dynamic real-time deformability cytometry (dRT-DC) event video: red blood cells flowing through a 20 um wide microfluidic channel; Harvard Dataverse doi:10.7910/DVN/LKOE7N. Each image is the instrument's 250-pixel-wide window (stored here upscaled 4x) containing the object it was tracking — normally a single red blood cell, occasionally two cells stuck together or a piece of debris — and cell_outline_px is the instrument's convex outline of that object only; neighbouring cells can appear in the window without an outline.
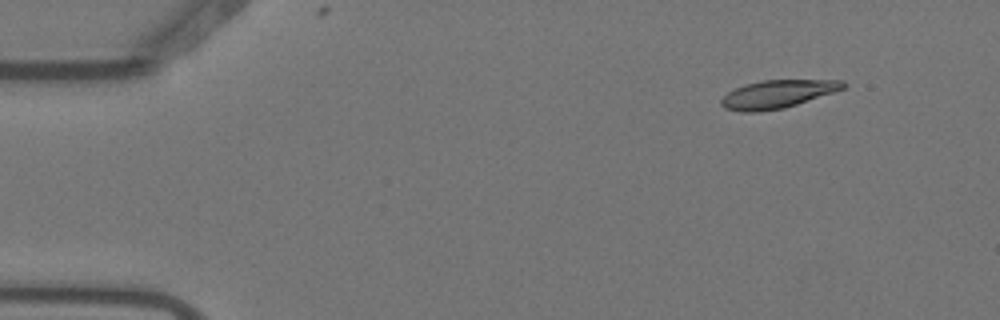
{"species": "Egyptian fruit bat (a non-hibernating species)", "species_latin": "Rousettus aegyptiacus", "temperature_condition": "warm", "stored_images_in_passage": 4, "camera_frame_rate_fps": 3000, "um_per_image_px": 0.085, "animal": {"sex": "female"}, "frame": {"image": 1, "passage_image": 2, "time_ms": 0.333, "image_size_px": [1000, 320], "cell_outline_px": [[844, 88], [784, 108], [756, 112], [740, 112], [724, 108], [720, 104], [720, 100], [728, 92], [744, 84], [764, 80], [844, 80]], "centroid_in_image_um": [66.01, 8.0], "position_along_channel_um": 19.0, "area_um2": 19.65}}
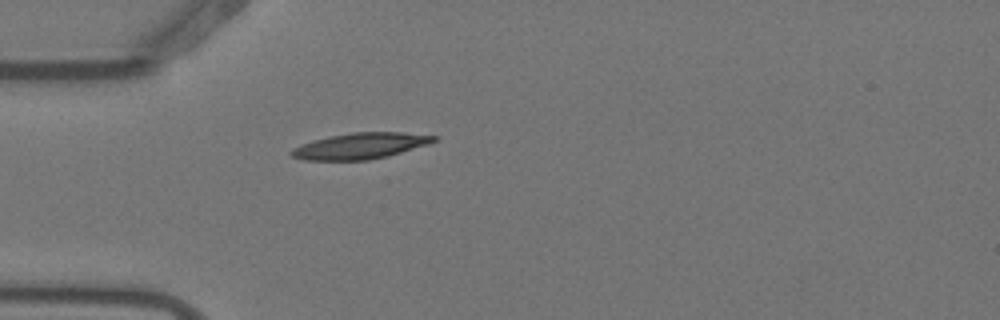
{"frame": {"image": 2, "passage_image": 4, "time_ms": 1.0, "image_size_px": [1000, 320], "cell_outline_px": [[440, 136], [436, 140], [428, 144], [388, 156], [368, 160], [304, 160], [292, 156], [288, 152], [292, 148], [300, 144], [312, 140], [328, 136], [352, 132], [404, 132]], "centroid_in_image_um": [30.61, 12.39], "position_along_channel_um": 54.4, "area_um2": 21.79}}